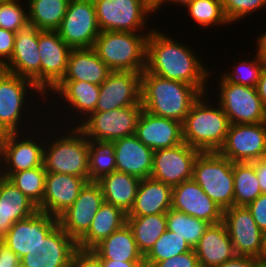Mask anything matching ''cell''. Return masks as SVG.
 <instances>
[{
	"label": "cell",
	"mask_w": 266,
	"mask_h": 267,
	"mask_svg": "<svg viewBox=\"0 0 266 267\" xmlns=\"http://www.w3.org/2000/svg\"><path fill=\"white\" fill-rule=\"evenodd\" d=\"M151 29L147 38L146 70L164 79L195 86L202 94L208 93V78L214 71L210 72L202 64L193 48L167 36L158 27Z\"/></svg>",
	"instance_id": "1"
},
{
	"label": "cell",
	"mask_w": 266,
	"mask_h": 267,
	"mask_svg": "<svg viewBox=\"0 0 266 267\" xmlns=\"http://www.w3.org/2000/svg\"><path fill=\"white\" fill-rule=\"evenodd\" d=\"M201 92L182 81L164 79L146 69L141 73V104L145 111L184 122Z\"/></svg>",
	"instance_id": "2"
},
{
	"label": "cell",
	"mask_w": 266,
	"mask_h": 267,
	"mask_svg": "<svg viewBox=\"0 0 266 267\" xmlns=\"http://www.w3.org/2000/svg\"><path fill=\"white\" fill-rule=\"evenodd\" d=\"M207 96V93L201 94L186 115L182 123L183 141L200 152H218L230 122L221 106L210 104L213 101Z\"/></svg>",
	"instance_id": "3"
},
{
	"label": "cell",
	"mask_w": 266,
	"mask_h": 267,
	"mask_svg": "<svg viewBox=\"0 0 266 267\" xmlns=\"http://www.w3.org/2000/svg\"><path fill=\"white\" fill-rule=\"evenodd\" d=\"M70 126L68 129L64 127L67 132L60 129L62 135L59 137V132L50 131L51 134L47 131L51 141L45 138L44 168L47 173L69 174L89 180L90 141L76 126Z\"/></svg>",
	"instance_id": "4"
},
{
	"label": "cell",
	"mask_w": 266,
	"mask_h": 267,
	"mask_svg": "<svg viewBox=\"0 0 266 267\" xmlns=\"http://www.w3.org/2000/svg\"><path fill=\"white\" fill-rule=\"evenodd\" d=\"M150 32L102 31L93 48L111 71L142 73L146 69Z\"/></svg>",
	"instance_id": "5"
},
{
	"label": "cell",
	"mask_w": 266,
	"mask_h": 267,
	"mask_svg": "<svg viewBox=\"0 0 266 267\" xmlns=\"http://www.w3.org/2000/svg\"><path fill=\"white\" fill-rule=\"evenodd\" d=\"M223 210L234 205L233 162L218 152H200L193 165V178Z\"/></svg>",
	"instance_id": "6"
},
{
	"label": "cell",
	"mask_w": 266,
	"mask_h": 267,
	"mask_svg": "<svg viewBox=\"0 0 266 267\" xmlns=\"http://www.w3.org/2000/svg\"><path fill=\"white\" fill-rule=\"evenodd\" d=\"M33 91L35 93L37 92V95L41 96L38 97L39 99L42 98L43 100L44 98H46V96L30 79L20 77L4 69H0V122L11 133L20 131H25L26 133V131H30L27 129L29 128L28 125L30 123H28L26 127V122H24V120L25 117L29 118L31 121L33 119L28 116L29 114L24 117L23 115L31 110L30 106L26 103L28 100L30 101V99H28L30 98L28 95L33 94ZM25 107L29 109L25 111ZM23 128L27 130H23Z\"/></svg>",
	"instance_id": "7"
},
{
	"label": "cell",
	"mask_w": 266,
	"mask_h": 267,
	"mask_svg": "<svg viewBox=\"0 0 266 267\" xmlns=\"http://www.w3.org/2000/svg\"><path fill=\"white\" fill-rule=\"evenodd\" d=\"M93 3L101 32L143 33L146 27L152 31L147 23L155 11L145 0H93Z\"/></svg>",
	"instance_id": "8"
},
{
	"label": "cell",
	"mask_w": 266,
	"mask_h": 267,
	"mask_svg": "<svg viewBox=\"0 0 266 267\" xmlns=\"http://www.w3.org/2000/svg\"><path fill=\"white\" fill-rule=\"evenodd\" d=\"M142 104L117 108L108 112H93L76 126L90 141L112 142L135 135Z\"/></svg>",
	"instance_id": "9"
},
{
	"label": "cell",
	"mask_w": 266,
	"mask_h": 267,
	"mask_svg": "<svg viewBox=\"0 0 266 267\" xmlns=\"http://www.w3.org/2000/svg\"><path fill=\"white\" fill-rule=\"evenodd\" d=\"M36 130H38V134L36 135H34L31 130L30 132H26L28 133L26 135L24 132L9 133L0 141L1 177L8 178L12 173L43 165V145H45L43 141H45L44 138H46L45 136L48 134H41V139L39 137L36 138L35 136H38L40 132L39 129ZM33 137L35 138L33 139Z\"/></svg>",
	"instance_id": "10"
},
{
	"label": "cell",
	"mask_w": 266,
	"mask_h": 267,
	"mask_svg": "<svg viewBox=\"0 0 266 267\" xmlns=\"http://www.w3.org/2000/svg\"><path fill=\"white\" fill-rule=\"evenodd\" d=\"M218 103L228 116L230 124L266 122V109L255 87L227 83L219 77Z\"/></svg>",
	"instance_id": "11"
},
{
	"label": "cell",
	"mask_w": 266,
	"mask_h": 267,
	"mask_svg": "<svg viewBox=\"0 0 266 267\" xmlns=\"http://www.w3.org/2000/svg\"><path fill=\"white\" fill-rule=\"evenodd\" d=\"M71 49L92 48L101 32L93 0H70L56 30Z\"/></svg>",
	"instance_id": "12"
},
{
	"label": "cell",
	"mask_w": 266,
	"mask_h": 267,
	"mask_svg": "<svg viewBox=\"0 0 266 267\" xmlns=\"http://www.w3.org/2000/svg\"><path fill=\"white\" fill-rule=\"evenodd\" d=\"M38 49L41 56L40 91L47 96L44 100L49 103V93L64 77L72 49L57 31L51 30L38 31Z\"/></svg>",
	"instance_id": "13"
},
{
	"label": "cell",
	"mask_w": 266,
	"mask_h": 267,
	"mask_svg": "<svg viewBox=\"0 0 266 267\" xmlns=\"http://www.w3.org/2000/svg\"><path fill=\"white\" fill-rule=\"evenodd\" d=\"M218 153L232 162H254L266 155V122L230 124Z\"/></svg>",
	"instance_id": "14"
},
{
	"label": "cell",
	"mask_w": 266,
	"mask_h": 267,
	"mask_svg": "<svg viewBox=\"0 0 266 267\" xmlns=\"http://www.w3.org/2000/svg\"><path fill=\"white\" fill-rule=\"evenodd\" d=\"M199 150L183 142L154 151L150 177L171 186L193 178V165Z\"/></svg>",
	"instance_id": "15"
},
{
	"label": "cell",
	"mask_w": 266,
	"mask_h": 267,
	"mask_svg": "<svg viewBox=\"0 0 266 267\" xmlns=\"http://www.w3.org/2000/svg\"><path fill=\"white\" fill-rule=\"evenodd\" d=\"M104 202L101 186L89 181L75 202L59 217V225L77 243L89 230L96 212Z\"/></svg>",
	"instance_id": "16"
},
{
	"label": "cell",
	"mask_w": 266,
	"mask_h": 267,
	"mask_svg": "<svg viewBox=\"0 0 266 267\" xmlns=\"http://www.w3.org/2000/svg\"><path fill=\"white\" fill-rule=\"evenodd\" d=\"M77 243L58 224L20 259L21 267H72Z\"/></svg>",
	"instance_id": "17"
},
{
	"label": "cell",
	"mask_w": 266,
	"mask_h": 267,
	"mask_svg": "<svg viewBox=\"0 0 266 267\" xmlns=\"http://www.w3.org/2000/svg\"><path fill=\"white\" fill-rule=\"evenodd\" d=\"M229 237L236 255L261 257L263 232L257 226L247 206H232L223 210Z\"/></svg>",
	"instance_id": "18"
},
{
	"label": "cell",
	"mask_w": 266,
	"mask_h": 267,
	"mask_svg": "<svg viewBox=\"0 0 266 267\" xmlns=\"http://www.w3.org/2000/svg\"><path fill=\"white\" fill-rule=\"evenodd\" d=\"M141 103V73L112 71L100 85L94 112H108Z\"/></svg>",
	"instance_id": "19"
},
{
	"label": "cell",
	"mask_w": 266,
	"mask_h": 267,
	"mask_svg": "<svg viewBox=\"0 0 266 267\" xmlns=\"http://www.w3.org/2000/svg\"><path fill=\"white\" fill-rule=\"evenodd\" d=\"M171 208L210 224L223 221V209L193 179L172 188Z\"/></svg>",
	"instance_id": "20"
},
{
	"label": "cell",
	"mask_w": 266,
	"mask_h": 267,
	"mask_svg": "<svg viewBox=\"0 0 266 267\" xmlns=\"http://www.w3.org/2000/svg\"><path fill=\"white\" fill-rule=\"evenodd\" d=\"M58 224L57 217L38 210L28 218L15 222L1 242L21 259Z\"/></svg>",
	"instance_id": "21"
},
{
	"label": "cell",
	"mask_w": 266,
	"mask_h": 267,
	"mask_svg": "<svg viewBox=\"0 0 266 267\" xmlns=\"http://www.w3.org/2000/svg\"><path fill=\"white\" fill-rule=\"evenodd\" d=\"M38 31L35 26L28 24L16 33L11 59L2 69L30 79L40 89Z\"/></svg>",
	"instance_id": "22"
},
{
	"label": "cell",
	"mask_w": 266,
	"mask_h": 267,
	"mask_svg": "<svg viewBox=\"0 0 266 267\" xmlns=\"http://www.w3.org/2000/svg\"><path fill=\"white\" fill-rule=\"evenodd\" d=\"M87 182V178L79 176L47 173L45 192L38 210L58 218L75 202Z\"/></svg>",
	"instance_id": "23"
},
{
	"label": "cell",
	"mask_w": 266,
	"mask_h": 267,
	"mask_svg": "<svg viewBox=\"0 0 266 267\" xmlns=\"http://www.w3.org/2000/svg\"><path fill=\"white\" fill-rule=\"evenodd\" d=\"M135 136L153 151L184 142L181 122L153 115L144 109L138 119Z\"/></svg>",
	"instance_id": "24"
},
{
	"label": "cell",
	"mask_w": 266,
	"mask_h": 267,
	"mask_svg": "<svg viewBox=\"0 0 266 267\" xmlns=\"http://www.w3.org/2000/svg\"><path fill=\"white\" fill-rule=\"evenodd\" d=\"M50 92L52 96L56 95V97L50 96L51 99L53 98L52 100L58 97L57 100L55 99L53 103H51L52 105L55 101L58 102L59 99V102L63 103L61 104L64 106L63 111L65 108H68V112L72 111L76 116L78 114L77 118L76 116H74L75 118L72 117L73 120L76 119V122L71 120L70 116V121H72V123L74 122L73 124L77 126L79 121L81 122L95 111V106L100 94V86L85 81L61 80Z\"/></svg>",
	"instance_id": "25"
},
{
	"label": "cell",
	"mask_w": 266,
	"mask_h": 267,
	"mask_svg": "<svg viewBox=\"0 0 266 267\" xmlns=\"http://www.w3.org/2000/svg\"><path fill=\"white\" fill-rule=\"evenodd\" d=\"M115 147L116 171L145 179L150 177L154 151L135 135L112 141Z\"/></svg>",
	"instance_id": "26"
},
{
	"label": "cell",
	"mask_w": 266,
	"mask_h": 267,
	"mask_svg": "<svg viewBox=\"0 0 266 267\" xmlns=\"http://www.w3.org/2000/svg\"><path fill=\"white\" fill-rule=\"evenodd\" d=\"M194 250L200 267H217L236 255L223 221L210 224Z\"/></svg>",
	"instance_id": "27"
},
{
	"label": "cell",
	"mask_w": 266,
	"mask_h": 267,
	"mask_svg": "<svg viewBox=\"0 0 266 267\" xmlns=\"http://www.w3.org/2000/svg\"><path fill=\"white\" fill-rule=\"evenodd\" d=\"M37 211V206L15 185L0 176V242L15 222L28 218Z\"/></svg>",
	"instance_id": "28"
},
{
	"label": "cell",
	"mask_w": 266,
	"mask_h": 267,
	"mask_svg": "<svg viewBox=\"0 0 266 267\" xmlns=\"http://www.w3.org/2000/svg\"><path fill=\"white\" fill-rule=\"evenodd\" d=\"M172 207V187L151 177L141 179L135 202L127 216L167 213Z\"/></svg>",
	"instance_id": "29"
},
{
	"label": "cell",
	"mask_w": 266,
	"mask_h": 267,
	"mask_svg": "<svg viewBox=\"0 0 266 267\" xmlns=\"http://www.w3.org/2000/svg\"><path fill=\"white\" fill-rule=\"evenodd\" d=\"M111 72L93 47L72 49L62 80L85 81L100 86Z\"/></svg>",
	"instance_id": "30"
},
{
	"label": "cell",
	"mask_w": 266,
	"mask_h": 267,
	"mask_svg": "<svg viewBox=\"0 0 266 267\" xmlns=\"http://www.w3.org/2000/svg\"><path fill=\"white\" fill-rule=\"evenodd\" d=\"M127 224V214L113 204L103 202L88 232L77 242V248L92 250L113 232Z\"/></svg>",
	"instance_id": "31"
},
{
	"label": "cell",
	"mask_w": 266,
	"mask_h": 267,
	"mask_svg": "<svg viewBox=\"0 0 266 267\" xmlns=\"http://www.w3.org/2000/svg\"><path fill=\"white\" fill-rule=\"evenodd\" d=\"M141 179L114 171L96 182L101 186L104 201L121 208L126 214L132 209Z\"/></svg>",
	"instance_id": "32"
},
{
	"label": "cell",
	"mask_w": 266,
	"mask_h": 267,
	"mask_svg": "<svg viewBox=\"0 0 266 267\" xmlns=\"http://www.w3.org/2000/svg\"><path fill=\"white\" fill-rule=\"evenodd\" d=\"M101 260L144 261L128 224L113 232L92 249Z\"/></svg>",
	"instance_id": "33"
},
{
	"label": "cell",
	"mask_w": 266,
	"mask_h": 267,
	"mask_svg": "<svg viewBox=\"0 0 266 267\" xmlns=\"http://www.w3.org/2000/svg\"><path fill=\"white\" fill-rule=\"evenodd\" d=\"M28 22L39 30L56 31L64 18L70 0H27Z\"/></svg>",
	"instance_id": "34"
},
{
	"label": "cell",
	"mask_w": 266,
	"mask_h": 267,
	"mask_svg": "<svg viewBox=\"0 0 266 267\" xmlns=\"http://www.w3.org/2000/svg\"><path fill=\"white\" fill-rule=\"evenodd\" d=\"M138 249L145 256L158 238L167 230L166 213L146 216H127Z\"/></svg>",
	"instance_id": "35"
},
{
	"label": "cell",
	"mask_w": 266,
	"mask_h": 267,
	"mask_svg": "<svg viewBox=\"0 0 266 267\" xmlns=\"http://www.w3.org/2000/svg\"><path fill=\"white\" fill-rule=\"evenodd\" d=\"M234 206H247L262 191L259 186L254 162H233Z\"/></svg>",
	"instance_id": "36"
},
{
	"label": "cell",
	"mask_w": 266,
	"mask_h": 267,
	"mask_svg": "<svg viewBox=\"0 0 266 267\" xmlns=\"http://www.w3.org/2000/svg\"><path fill=\"white\" fill-rule=\"evenodd\" d=\"M166 218L167 230L173 231L178 234L179 237L184 238L192 248L199 243L200 238L210 225L207 221L176 211L172 208L166 213Z\"/></svg>",
	"instance_id": "37"
},
{
	"label": "cell",
	"mask_w": 266,
	"mask_h": 267,
	"mask_svg": "<svg viewBox=\"0 0 266 267\" xmlns=\"http://www.w3.org/2000/svg\"><path fill=\"white\" fill-rule=\"evenodd\" d=\"M46 170L44 165L12 173L7 179L37 207L45 192Z\"/></svg>",
	"instance_id": "38"
},
{
	"label": "cell",
	"mask_w": 266,
	"mask_h": 267,
	"mask_svg": "<svg viewBox=\"0 0 266 267\" xmlns=\"http://www.w3.org/2000/svg\"><path fill=\"white\" fill-rule=\"evenodd\" d=\"M184 10H187L190 18L198 24L199 27L212 28L228 25L230 22L226 19L222 0H194L187 4Z\"/></svg>",
	"instance_id": "39"
},
{
	"label": "cell",
	"mask_w": 266,
	"mask_h": 267,
	"mask_svg": "<svg viewBox=\"0 0 266 267\" xmlns=\"http://www.w3.org/2000/svg\"><path fill=\"white\" fill-rule=\"evenodd\" d=\"M193 248L182 237L173 231L166 230L154 243V246L144 256L145 267H153L157 262L169 259Z\"/></svg>",
	"instance_id": "40"
},
{
	"label": "cell",
	"mask_w": 266,
	"mask_h": 267,
	"mask_svg": "<svg viewBox=\"0 0 266 267\" xmlns=\"http://www.w3.org/2000/svg\"><path fill=\"white\" fill-rule=\"evenodd\" d=\"M116 171L113 142L93 141L89 148V181H97L103 175Z\"/></svg>",
	"instance_id": "41"
},
{
	"label": "cell",
	"mask_w": 266,
	"mask_h": 267,
	"mask_svg": "<svg viewBox=\"0 0 266 267\" xmlns=\"http://www.w3.org/2000/svg\"><path fill=\"white\" fill-rule=\"evenodd\" d=\"M265 63L266 61L262 58V55L256 51L252 60H240L237 65L233 66L231 72L224 71L223 75H220L227 83L256 88Z\"/></svg>",
	"instance_id": "42"
},
{
	"label": "cell",
	"mask_w": 266,
	"mask_h": 267,
	"mask_svg": "<svg viewBox=\"0 0 266 267\" xmlns=\"http://www.w3.org/2000/svg\"><path fill=\"white\" fill-rule=\"evenodd\" d=\"M22 0H3L0 2V28L17 33L26 27L28 22V6L23 7Z\"/></svg>",
	"instance_id": "43"
},
{
	"label": "cell",
	"mask_w": 266,
	"mask_h": 267,
	"mask_svg": "<svg viewBox=\"0 0 266 267\" xmlns=\"http://www.w3.org/2000/svg\"><path fill=\"white\" fill-rule=\"evenodd\" d=\"M222 4L225 17L231 24L259 9H266V0H222Z\"/></svg>",
	"instance_id": "44"
},
{
	"label": "cell",
	"mask_w": 266,
	"mask_h": 267,
	"mask_svg": "<svg viewBox=\"0 0 266 267\" xmlns=\"http://www.w3.org/2000/svg\"><path fill=\"white\" fill-rule=\"evenodd\" d=\"M153 267H200L194 248L186 253L157 262Z\"/></svg>",
	"instance_id": "45"
},
{
	"label": "cell",
	"mask_w": 266,
	"mask_h": 267,
	"mask_svg": "<svg viewBox=\"0 0 266 267\" xmlns=\"http://www.w3.org/2000/svg\"><path fill=\"white\" fill-rule=\"evenodd\" d=\"M16 33L0 28V69H2L11 59Z\"/></svg>",
	"instance_id": "46"
},
{
	"label": "cell",
	"mask_w": 266,
	"mask_h": 267,
	"mask_svg": "<svg viewBox=\"0 0 266 267\" xmlns=\"http://www.w3.org/2000/svg\"><path fill=\"white\" fill-rule=\"evenodd\" d=\"M72 267H103L101 258L93 250L77 248L72 259Z\"/></svg>",
	"instance_id": "47"
},
{
	"label": "cell",
	"mask_w": 266,
	"mask_h": 267,
	"mask_svg": "<svg viewBox=\"0 0 266 267\" xmlns=\"http://www.w3.org/2000/svg\"><path fill=\"white\" fill-rule=\"evenodd\" d=\"M253 219L262 232L266 231V194L262 193L247 205Z\"/></svg>",
	"instance_id": "48"
},
{
	"label": "cell",
	"mask_w": 266,
	"mask_h": 267,
	"mask_svg": "<svg viewBox=\"0 0 266 267\" xmlns=\"http://www.w3.org/2000/svg\"><path fill=\"white\" fill-rule=\"evenodd\" d=\"M261 260L252 256L235 255L217 267H260Z\"/></svg>",
	"instance_id": "49"
},
{
	"label": "cell",
	"mask_w": 266,
	"mask_h": 267,
	"mask_svg": "<svg viewBox=\"0 0 266 267\" xmlns=\"http://www.w3.org/2000/svg\"><path fill=\"white\" fill-rule=\"evenodd\" d=\"M0 267H20V258L3 242H0Z\"/></svg>",
	"instance_id": "50"
},
{
	"label": "cell",
	"mask_w": 266,
	"mask_h": 267,
	"mask_svg": "<svg viewBox=\"0 0 266 267\" xmlns=\"http://www.w3.org/2000/svg\"><path fill=\"white\" fill-rule=\"evenodd\" d=\"M255 170L257 173L259 186L262 193L266 194V155L255 161Z\"/></svg>",
	"instance_id": "51"
},
{
	"label": "cell",
	"mask_w": 266,
	"mask_h": 267,
	"mask_svg": "<svg viewBox=\"0 0 266 267\" xmlns=\"http://www.w3.org/2000/svg\"><path fill=\"white\" fill-rule=\"evenodd\" d=\"M103 267H145L144 261L101 260Z\"/></svg>",
	"instance_id": "52"
},
{
	"label": "cell",
	"mask_w": 266,
	"mask_h": 267,
	"mask_svg": "<svg viewBox=\"0 0 266 267\" xmlns=\"http://www.w3.org/2000/svg\"><path fill=\"white\" fill-rule=\"evenodd\" d=\"M258 96L261 98L262 104L266 109V63L260 73L259 81L256 86Z\"/></svg>",
	"instance_id": "53"
},
{
	"label": "cell",
	"mask_w": 266,
	"mask_h": 267,
	"mask_svg": "<svg viewBox=\"0 0 266 267\" xmlns=\"http://www.w3.org/2000/svg\"><path fill=\"white\" fill-rule=\"evenodd\" d=\"M256 41V49L262 55V58L266 61V31L264 33L259 34Z\"/></svg>",
	"instance_id": "54"
},
{
	"label": "cell",
	"mask_w": 266,
	"mask_h": 267,
	"mask_svg": "<svg viewBox=\"0 0 266 267\" xmlns=\"http://www.w3.org/2000/svg\"><path fill=\"white\" fill-rule=\"evenodd\" d=\"M145 1L154 11L158 12L166 0H145Z\"/></svg>",
	"instance_id": "55"
},
{
	"label": "cell",
	"mask_w": 266,
	"mask_h": 267,
	"mask_svg": "<svg viewBox=\"0 0 266 267\" xmlns=\"http://www.w3.org/2000/svg\"><path fill=\"white\" fill-rule=\"evenodd\" d=\"M194 0H166L163 4H171V3H175L178 6H186L187 4L191 3ZM167 2V3H166ZM171 2V3H170Z\"/></svg>",
	"instance_id": "56"
},
{
	"label": "cell",
	"mask_w": 266,
	"mask_h": 267,
	"mask_svg": "<svg viewBox=\"0 0 266 267\" xmlns=\"http://www.w3.org/2000/svg\"><path fill=\"white\" fill-rule=\"evenodd\" d=\"M261 262L266 263V231L263 232V248L261 251V257L259 258Z\"/></svg>",
	"instance_id": "57"
},
{
	"label": "cell",
	"mask_w": 266,
	"mask_h": 267,
	"mask_svg": "<svg viewBox=\"0 0 266 267\" xmlns=\"http://www.w3.org/2000/svg\"><path fill=\"white\" fill-rule=\"evenodd\" d=\"M9 133L11 132L0 122V141H2Z\"/></svg>",
	"instance_id": "58"
},
{
	"label": "cell",
	"mask_w": 266,
	"mask_h": 267,
	"mask_svg": "<svg viewBox=\"0 0 266 267\" xmlns=\"http://www.w3.org/2000/svg\"><path fill=\"white\" fill-rule=\"evenodd\" d=\"M260 267H266V263L265 262H261Z\"/></svg>",
	"instance_id": "59"
}]
</instances>
